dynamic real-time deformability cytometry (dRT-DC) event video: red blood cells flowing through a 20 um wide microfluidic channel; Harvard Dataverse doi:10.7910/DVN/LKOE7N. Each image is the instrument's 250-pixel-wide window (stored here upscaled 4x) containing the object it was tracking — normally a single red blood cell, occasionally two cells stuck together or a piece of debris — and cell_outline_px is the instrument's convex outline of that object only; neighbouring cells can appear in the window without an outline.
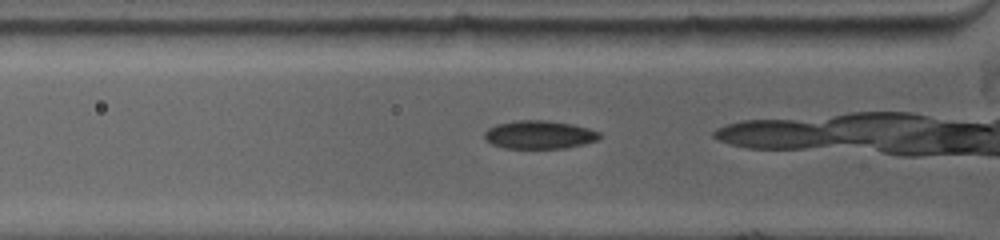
{"species": "common noctule bat (a hibernating species)", "species_latin": "Nyctalus noctula", "temperature_condition": "warm", "stored_images_in_passage": 15, "camera_frame_rate_fps": 5000, "um_per_image_px": 0.085, "animal": {"sex": "female", "body_mass_g": 19.0, "forearm_length_mm": 53.3}, "frame": {"image": 1, "passage_image": 3, "time_ms": 0.8, "image_size_px": [1000, 240], "cell_outline_px": [[600, 136], [596, 140], [584, 144], [564, 148], [504, 148], [492, 144], [484, 140], [484, 132], [488, 128], [496, 124], [516, 120], [548, 120], [572, 124], [588, 128], [600, 132]], "centroid_in_image_um": [45.8, 11.44], "position_along_channel_um": 80.0, "area_um2": 19.02}}